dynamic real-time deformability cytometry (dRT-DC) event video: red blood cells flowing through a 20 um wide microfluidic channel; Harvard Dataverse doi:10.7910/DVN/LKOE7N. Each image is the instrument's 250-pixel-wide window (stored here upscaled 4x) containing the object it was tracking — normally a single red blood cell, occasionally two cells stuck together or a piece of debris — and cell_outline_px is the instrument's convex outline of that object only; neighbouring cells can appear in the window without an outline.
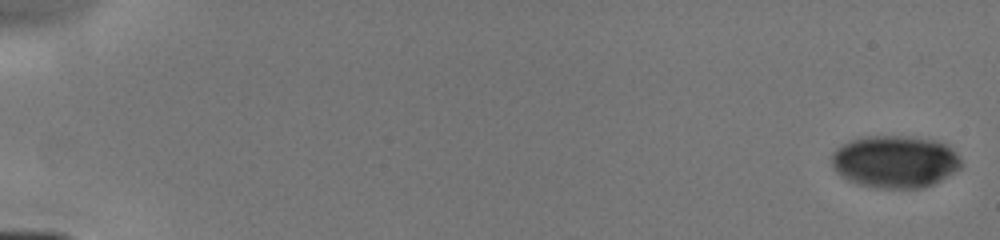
{"species": "human", "species_latin": "Homo sapiens", "temperature_condition": "cold", "stored_images_in_passage": 8, "camera_frame_rate_fps": 3000, "um_per_image_px": 0.085, "donor": {"sex": "male"}, "frame": {"image": 1, "passage_image": 1, "time_ms": 0.0, "image_size_px": [1000, 240], "cell_outline_px": [[960, 168], [940, 180], [924, 188], [876, 188], [856, 184], [840, 176], [832, 168], [832, 152], [836, 148], [848, 140], [868, 136], [908, 136], [936, 140], [944, 144], [960, 156]], "centroid_in_image_um": [76.02, 13.74], "position_along_channel_um": 9.0, "area_um2": 39.71}}
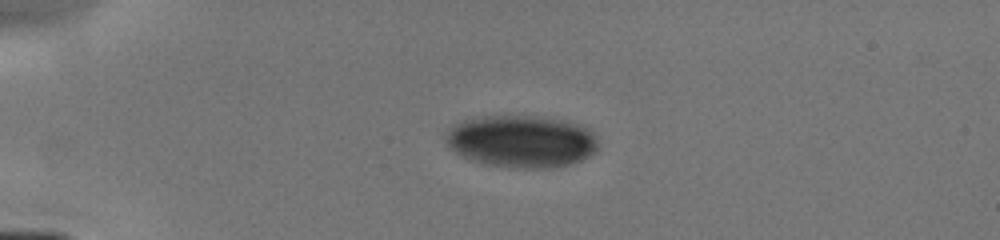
{"frame": {"image": 2, "passage_image": 6, "time_ms": 4.0, "image_size_px": [1000, 240], "cell_outline_px": [[596, 152], [572, 164], [548, 168], [512, 168], [484, 164], [460, 156], [448, 148], [444, 140], [444, 136], [448, 128], [452, 124], [472, 116], [532, 116], [560, 120], [580, 124], [588, 128], [596, 136]], "centroid_in_image_um": [44.24, 12.01], "position_along_channel_um": 40.8, "area_um2": 47.05}}